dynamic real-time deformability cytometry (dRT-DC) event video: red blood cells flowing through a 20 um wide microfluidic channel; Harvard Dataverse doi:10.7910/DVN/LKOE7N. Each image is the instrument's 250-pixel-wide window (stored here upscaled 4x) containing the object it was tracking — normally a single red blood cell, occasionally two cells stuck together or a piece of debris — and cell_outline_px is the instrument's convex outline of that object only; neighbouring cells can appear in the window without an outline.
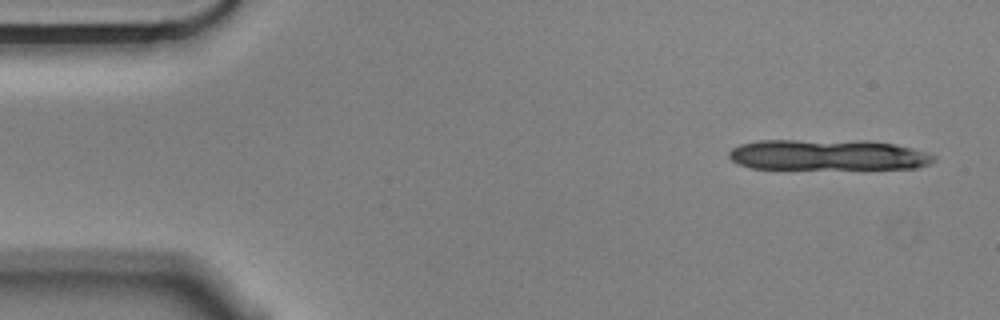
{"species": "Egyptian fruit bat (a non-hibernating species)", "species_latin": "Rousettus aegyptiacus", "temperature_condition": "cold", "stored_images_in_passage": 11, "camera_frame_rate_fps": 3000, "um_per_image_px": 0.085, "animal": {"sex": "male"}, "frame": {"image": 1, "passage_image": 3, "time_ms": 0.667, "image_size_px": [1000, 320], "cell_outline_px": [[936, 160], [928, 164], [916, 168], [752, 168], [736, 164], [728, 156], [728, 152], [732, 148], [740, 144], [756, 140], [868, 140], [892, 144], [912, 148], [936, 156]], "centroid_in_image_um": [70.32, 13.15], "position_along_channel_um": 14.7, "area_um2": 36.7}}